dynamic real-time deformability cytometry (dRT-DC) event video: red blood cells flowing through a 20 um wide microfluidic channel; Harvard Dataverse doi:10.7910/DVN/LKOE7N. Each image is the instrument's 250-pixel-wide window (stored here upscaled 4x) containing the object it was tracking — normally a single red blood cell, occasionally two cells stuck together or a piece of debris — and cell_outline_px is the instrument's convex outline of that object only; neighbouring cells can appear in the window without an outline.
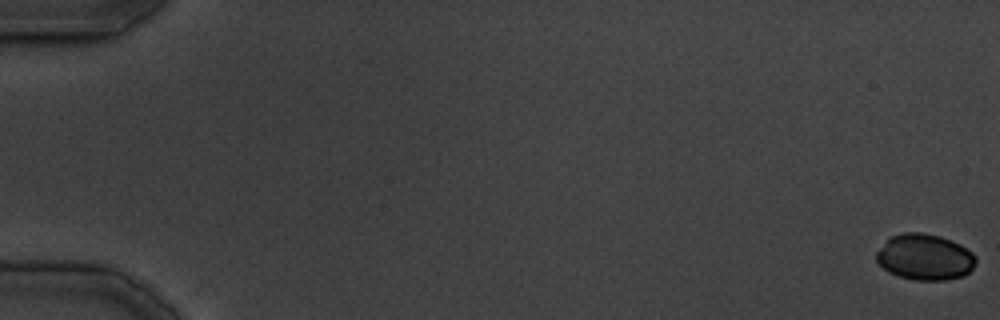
{"species": "common noctule bat (a hibernating species)", "species_latin": "Nyctalus noctula", "temperature_condition": "cold", "stored_images_in_passage": 13, "camera_frame_rate_fps": 3000, "um_per_image_px": 0.085, "animal": {"sex": "male", "body_mass_g": 19.5, "forearm_length_mm": 54.6}, "frame": {"image": 1, "passage_image": 1, "time_ms": 0.0, "image_size_px": [1000, 320], "cell_outline_px": [[976, 260], [972, 268], [964, 276], [944, 280], [916, 280], [900, 276], [888, 272], [876, 260], [876, 252], [888, 236], [904, 232], [920, 232], [940, 236], [960, 244], [972, 252], [976, 256]], "centroid_in_image_um": [78.59, 21.83], "position_along_channel_um": 6.4, "area_um2": 26.76}}